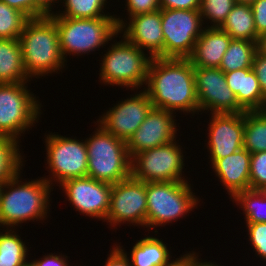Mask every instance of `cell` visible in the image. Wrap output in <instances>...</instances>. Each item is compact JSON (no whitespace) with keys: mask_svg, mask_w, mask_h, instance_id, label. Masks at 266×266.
<instances>
[{"mask_svg":"<svg viewBox=\"0 0 266 266\" xmlns=\"http://www.w3.org/2000/svg\"><path fill=\"white\" fill-rule=\"evenodd\" d=\"M152 105L176 114H199L194 66L189 59L159 58L151 60L146 87Z\"/></svg>","mask_w":266,"mask_h":266,"instance_id":"cell-1","label":"cell"},{"mask_svg":"<svg viewBox=\"0 0 266 266\" xmlns=\"http://www.w3.org/2000/svg\"><path fill=\"white\" fill-rule=\"evenodd\" d=\"M20 174L2 185L0 227L15 229V226L18 227L27 221L44 222L48 217L51 201L49 197L53 187L43 177L28 182L20 181Z\"/></svg>","mask_w":266,"mask_h":266,"instance_id":"cell-2","label":"cell"},{"mask_svg":"<svg viewBox=\"0 0 266 266\" xmlns=\"http://www.w3.org/2000/svg\"><path fill=\"white\" fill-rule=\"evenodd\" d=\"M23 65L29 78H40L67 65L62 56L56 23L49 17L30 19L19 36ZM66 62V63H65Z\"/></svg>","mask_w":266,"mask_h":266,"instance_id":"cell-3","label":"cell"},{"mask_svg":"<svg viewBox=\"0 0 266 266\" xmlns=\"http://www.w3.org/2000/svg\"><path fill=\"white\" fill-rule=\"evenodd\" d=\"M50 18L56 23L60 49L65 61L68 54L79 56L99 51L120 34L114 14L91 19Z\"/></svg>","mask_w":266,"mask_h":266,"instance_id":"cell-4","label":"cell"},{"mask_svg":"<svg viewBox=\"0 0 266 266\" xmlns=\"http://www.w3.org/2000/svg\"><path fill=\"white\" fill-rule=\"evenodd\" d=\"M111 42L114 44L111 43L100 63V83L132 91L146 86L152 57L123 35L120 41Z\"/></svg>","mask_w":266,"mask_h":266,"instance_id":"cell-5","label":"cell"},{"mask_svg":"<svg viewBox=\"0 0 266 266\" xmlns=\"http://www.w3.org/2000/svg\"><path fill=\"white\" fill-rule=\"evenodd\" d=\"M85 139L88 151L87 177L115 184L131 176V158L126 141L107 132L100 124Z\"/></svg>","mask_w":266,"mask_h":266,"instance_id":"cell-6","label":"cell"},{"mask_svg":"<svg viewBox=\"0 0 266 266\" xmlns=\"http://www.w3.org/2000/svg\"><path fill=\"white\" fill-rule=\"evenodd\" d=\"M188 181L146 182L147 229L178 221L197 208V198Z\"/></svg>","mask_w":266,"mask_h":266,"instance_id":"cell-7","label":"cell"},{"mask_svg":"<svg viewBox=\"0 0 266 266\" xmlns=\"http://www.w3.org/2000/svg\"><path fill=\"white\" fill-rule=\"evenodd\" d=\"M27 83L0 84V136L20 141L21 134L38 123L42 105Z\"/></svg>","mask_w":266,"mask_h":266,"instance_id":"cell-8","label":"cell"},{"mask_svg":"<svg viewBox=\"0 0 266 266\" xmlns=\"http://www.w3.org/2000/svg\"><path fill=\"white\" fill-rule=\"evenodd\" d=\"M46 162L48 176L43 177L52 187L57 182L71 178L87 177L88 170V151L85 139H73L72 137L61 136L59 134L45 135ZM55 182V183H54Z\"/></svg>","mask_w":266,"mask_h":266,"instance_id":"cell-9","label":"cell"},{"mask_svg":"<svg viewBox=\"0 0 266 266\" xmlns=\"http://www.w3.org/2000/svg\"><path fill=\"white\" fill-rule=\"evenodd\" d=\"M177 141L135 154L131 158V176L144 182L188 181L182 176L185 157Z\"/></svg>","mask_w":266,"mask_h":266,"instance_id":"cell-10","label":"cell"},{"mask_svg":"<svg viewBox=\"0 0 266 266\" xmlns=\"http://www.w3.org/2000/svg\"><path fill=\"white\" fill-rule=\"evenodd\" d=\"M202 25L199 10L161 9L164 58L188 59L205 28Z\"/></svg>","mask_w":266,"mask_h":266,"instance_id":"cell-11","label":"cell"},{"mask_svg":"<svg viewBox=\"0 0 266 266\" xmlns=\"http://www.w3.org/2000/svg\"><path fill=\"white\" fill-rule=\"evenodd\" d=\"M105 222L115 229L124 223L147 228L146 182L130 176L112 184Z\"/></svg>","mask_w":266,"mask_h":266,"instance_id":"cell-12","label":"cell"},{"mask_svg":"<svg viewBox=\"0 0 266 266\" xmlns=\"http://www.w3.org/2000/svg\"><path fill=\"white\" fill-rule=\"evenodd\" d=\"M199 112L244 113L219 68L194 67Z\"/></svg>","mask_w":266,"mask_h":266,"instance_id":"cell-13","label":"cell"},{"mask_svg":"<svg viewBox=\"0 0 266 266\" xmlns=\"http://www.w3.org/2000/svg\"><path fill=\"white\" fill-rule=\"evenodd\" d=\"M67 200L80 214L105 222L110 202L112 184L93 178H71L58 185ZM61 186V187H60Z\"/></svg>","mask_w":266,"mask_h":266,"instance_id":"cell-14","label":"cell"},{"mask_svg":"<svg viewBox=\"0 0 266 266\" xmlns=\"http://www.w3.org/2000/svg\"><path fill=\"white\" fill-rule=\"evenodd\" d=\"M141 90L106 110L97 123L115 137L127 141L153 107L147 92L144 89Z\"/></svg>","mask_w":266,"mask_h":266,"instance_id":"cell-15","label":"cell"},{"mask_svg":"<svg viewBox=\"0 0 266 266\" xmlns=\"http://www.w3.org/2000/svg\"><path fill=\"white\" fill-rule=\"evenodd\" d=\"M176 115L161 108L152 107L139 128L126 141L127 151L132 158L135 154L177 139Z\"/></svg>","mask_w":266,"mask_h":266,"instance_id":"cell-16","label":"cell"},{"mask_svg":"<svg viewBox=\"0 0 266 266\" xmlns=\"http://www.w3.org/2000/svg\"><path fill=\"white\" fill-rule=\"evenodd\" d=\"M207 149L211 165L243 148L244 113H210Z\"/></svg>","mask_w":266,"mask_h":266,"instance_id":"cell-17","label":"cell"},{"mask_svg":"<svg viewBox=\"0 0 266 266\" xmlns=\"http://www.w3.org/2000/svg\"><path fill=\"white\" fill-rule=\"evenodd\" d=\"M125 18L116 16L119 33L149 55L164 58V37L161 26V9Z\"/></svg>","mask_w":266,"mask_h":266,"instance_id":"cell-18","label":"cell"},{"mask_svg":"<svg viewBox=\"0 0 266 266\" xmlns=\"http://www.w3.org/2000/svg\"><path fill=\"white\" fill-rule=\"evenodd\" d=\"M250 161L251 153L242 148L231 155L217 159L212 164L213 172L231 199L238 192L250 189Z\"/></svg>","mask_w":266,"mask_h":266,"instance_id":"cell-19","label":"cell"},{"mask_svg":"<svg viewBox=\"0 0 266 266\" xmlns=\"http://www.w3.org/2000/svg\"><path fill=\"white\" fill-rule=\"evenodd\" d=\"M231 40V36L220 28L205 25L188 59L194 67L219 68Z\"/></svg>","mask_w":266,"mask_h":266,"instance_id":"cell-20","label":"cell"},{"mask_svg":"<svg viewBox=\"0 0 266 266\" xmlns=\"http://www.w3.org/2000/svg\"><path fill=\"white\" fill-rule=\"evenodd\" d=\"M228 87L244 111L266 110V98L252 68L224 72Z\"/></svg>","mask_w":266,"mask_h":266,"instance_id":"cell-21","label":"cell"},{"mask_svg":"<svg viewBox=\"0 0 266 266\" xmlns=\"http://www.w3.org/2000/svg\"><path fill=\"white\" fill-rule=\"evenodd\" d=\"M19 39H0V84L30 82Z\"/></svg>","mask_w":266,"mask_h":266,"instance_id":"cell-22","label":"cell"},{"mask_svg":"<svg viewBox=\"0 0 266 266\" xmlns=\"http://www.w3.org/2000/svg\"><path fill=\"white\" fill-rule=\"evenodd\" d=\"M163 239L146 236L138 240L130 251L129 261L132 266H166L172 260L171 252Z\"/></svg>","mask_w":266,"mask_h":266,"instance_id":"cell-23","label":"cell"},{"mask_svg":"<svg viewBox=\"0 0 266 266\" xmlns=\"http://www.w3.org/2000/svg\"><path fill=\"white\" fill-rule=\"evenodd\" d=\"M232 39L258 42L253 12L248 4H235L220 27Z\"/></svg>","mask_w":266,"mask_h":266,"instance_id":"cell-24","label":"cell"},{"mask_svg":"<svg viewBox=\"0 0 266 266\" xmlns=\"http://www.w3.org/2000/svg\"><path fill=\"white\" fill-rule=\"evenodd\" d=\"M243 148L251 154L266 151V110L244 112Z\"/></svg>","mask_w":266,"mask_h":266,"instance_id":"cell-25","label":"cell"},{"mask_svg":"<svg viewBox=\"0 0 266 266\" xmlns=\"http://www.w3.org/2000/svg\"><path fill=\"white\" fill-rule=\"evenodd\" d=\"M256 52L257 42L232 39L223 55L219 69L223 72H231L244 68H252Z\"/></svg>","mask_w":266,"mask_h":266,"instance_id":"cell-26","label":"cell"},{"mask_svg":"<svg viewBox=\"0 0 266 266\" xmlns=\"http://www.w3.org/2000/svg\"><path fill=\"white\" fill-rule=\"evenodd\" d=\"M24 242L17 234L16 229H3L0 232V266H23L26 264L29 248Z\"/></svg>","mask_w":266,"mask_h":266,"instance_id":"cell-27","label":"cell"},{"mask_svg":"<svg viewBox=\"0 0 266 266\" xmlns=\"http://www.w3.org/2000/svg\"><path fill=\"white\" fill-rule=\"evenodd\" d=\"M17 139L0 136V182L3 184L21 172L24 157ZM23 157V158H22Z\"/></svg>","mask_w":266,"mask_h":266,"instance_id":"cell-28","label":"cell"},{"mask_svg":"<svg viewBox=\"0 0 266 266\" xmlns=\"http://www.w3.org/2000/svg\"><path fill=\"white\" fill-rule=\"evenodd\" d=\"M240 205L245 214V223H266V194L262 190L238 192L232 202Z\"/></svg>","mask_w":266,"mask_h":266,"instance_id":"cell-29","label":"cell"},{"mask_svg":"<svg viewBox=\"0 0 266 266\" xmlns=\"http://www.w3.org/2000/svg\"><path fill=\"white\" fill-rule=\"evenodd\" d=\"M65 7L49 17H68L77 19H91L112 16L106 9L107 0H60ZM104 13V14H103ZM106 13V14H105Z\"/></svg>","mask_w":266,"mask_h":266,"instance_id":"cell-30","label":"cell"},{"mask_svg":"<svg viewBox=\"0 0 266 266\" xmlns=\"http://www.w3.org/2000/svg\"><path fill=\"white\" fill-rule=\"evenodd\" d=\"M29 20L24 13L0 1V39H19Z\"/></svg>","mask_w":266,"mask_h":266,"instance_id":"cell-31","label":"cell"},{"mask_svg":"<svg viewBox=\"0 0 266 266\" xmlns=\"http://www.w3.org/2000/svg\"><path fill=\"white\" fill-rule=\"evenodd\" d=\"M235 4V0H201L199 12L203 25L209 20L212 25H207L208 28H220Z\"/></svg>","mask_w":266,"mask_h":266,"instance_id":"cell-32","label":"cell"},{"mask_svg":"<svg viewBox=\"0 0 266 266\" xmlns=\"http://www.w3.org/2000/svg\"><path fill=\"white\" fill-rule=\"evenodd\" d=\"M266 186V151L251 154L250 189L263 190Z\"/></svg>","mask_w":266,"mask_h":266,"instance_id":"cell-33","label":"cell"},{"mask_svg":"<svg viewBox=\"0 0 266 266\" xmlns=\"http://www.w3.org/2000/svg\"><path fill=\"white\" fill-rule=\"evenodd\" d=\"M248 241L252 245L255 256L266 261V223H246Z\"/></svg>","mask_w":266,"mask_h":266,"instance_id":"cell-34","label":"cell"},{"mask_svg":"<svg viewBox=\"0 0 266 266\" xmlns=\"http://www.w3.org/2000/svg\"><path fill=\"white\" fill-rule=\"evenodd\" d=\"M127 7V21L130 17L138 15V14H144V13H150L155 12L160 8L159 0H125Z\"/></svg>","mask_w":266,"mask_h":266,"instance_id":"cell-35","label":"cell"},{"mask_svg":"<svg viewBox=\"0 0 266 266\" xmlns=\"http://www.w3.org/2000/svg\"><path fill=\"white\" fill-rule=\"evenodd\" d=\"M22 13L29 19L46 17L34 4V0H0Z\"/></svg>","mask_w":266,"mask_h":266,"instance_id":"cell-36","label":"cell"},{"mask_svg":"<svg viewBox=\"0 0 266 266\" xmlns=\"http://www.w3.org/2000/svg\"><path fill=\"white\" fill-rule=\"evenodd\" d=\"M256 32L260 36L266 33V0H255L251 5Z\"/></svg>","mask_w":266,"mask_h":266,"instance_id":"cell-37","label":"cell"},{"mask_svg":"<svg viewBox=\"0 0 266 266\" xmlns=\"http://www.w3.org/2000/svg\"><path fill=\"white\" fill-rule=\"evenodd\" d=\"M252 70L257 76L263 96L266 98V55L258 50L254 56Z\"/></svg>","mask_w":266,"mask_h":266,"instance_id":"cell-38","label":"cell"},{"mask_svg":"<svg viewBox=\"0 0 266 266\" xmlns=\"http://www.w3.org/2000/svg\"><path fill=\"white\" fill-rule=\"evenodd\" d=\"M122 245L114 244L103 266H132Z\"/></svg>","mask_w":266,"mask_h":266,"instance_id":"cell-39","label":"cell"},{"mask_svg":"<svg viewBox=\"0 0 266 266\" xmlns=\"http://www.w3.org/2000/svg\"><path fill=\"white\" fill-rule=\"evenodd\" d=\"M201 0H159L161 9L199 10Z\"/></svg>","mask_w":266,"mask_h":266,"instance_id":"cell-40","label":"cell"},{"mask_svg":"<svg viewBox=\"0 0 266 266\" xmlns=\"http://www.w3.org/2000/svg\"><path fill=\"white\" fill-rule=\"evenodd\" d=\"M56 253L45 254L41 259L38 260H30L33 266H70L69 262L67 261L66 255H62V253L55 255Z\"/></svg>","mask_w":266,"mask_h":266,"instance_id":"cell-41","label":"cell"},{"mask_svg":"<svg viewBox=\"0 0 266 266\" xmlns=\"http://www.w3.org/2000/svg\"><path fill=\"white\" fill-rule=\"evenodd\" d=\"M197 252H191L185 254V266H223V265H217V263L211 262V261H203L202 259H199V255H197ZM202 262H201V261Z\"/></svg>","mask_w":266,"mask_h":266,"instance_id":"cell-42","label":"cell"},{"mask_svg":"<svg viewBox=\"0 0 266 266\" xmlns=\"http://www.w3.org/2000/svg\"><path fill=\"white\" fill-rule=\"evenodd\" d=\"M59 1L58 0H34V4L45 16H51L56 13L52 11V9H54L52 7L53 6L55 7V3L57 2L59 4Z\"/></svg>","mask_w":266,"mask_h":266,"instance_id":"cell-43","label":"cell"},{"mask_svg":"<svg viewBox=\"0 0 266 266\" xmlns=\"http://www.w3.org/2000/svg\"><path fill=\"white\" fill-rule=\"evenodd\" d=\"M257 50L263 54L266 55V33L261 34L259 36L258 42H257Z\"/></svg>","mask_w":266,"mask_h":266,"instance_id":"cell-44","label":"cell"},{"mask_svg":"<svg viewBox=\"0 0 266 266\" xmlns=\"http://www.w3.org/2000/svg\"><path fill=\"white\" fill-rule=\"evenodd\" d=\"M166 266H185V254L175 260L172 259V261Z\"/></svg>","mask_w":266,"mask_h":266,"instance_id":"cell-45","label":"cell"},{"mask_svg":"<svg viewBox=\"0 0 266 266\" xmlns=\"http://www.w3.org/2000/svg\"><path fill=\"white\" fill-rule=\"evenodd\" d=\"M255 0H235L237 4H248L251 5Z\"/></svg>","mask_w":266,"mask_h":266,"instance_id":"cell-46","label":"cell"},{"mask_svg":"<svg viewBox=\"0 0 266 266\" xmlns=\"http://www.w3.org/2000/svg\"><path fill=\"white\" fill-rule=\"evenodd\" d=\"M23 266H33L32 263L30 261H28L26 264H24Z\"/></svg>","mask_w":266,"mask_h":266,"instance_id":"cell-47","label":"cell"},{"mask_svg":"<svg viewBox=\"0 0 266 266\" xmlns=\"http://www.w3.org/2000/svg\"><path fill=\"white\" fill-rule=\"evenodd\" d=\"M262 191L266 194V186L264 187V189Z\"/></svg>","mask_w":266,"mask_h":266,"instance_id":"cell-48","label":"cell"}]
</instances>
